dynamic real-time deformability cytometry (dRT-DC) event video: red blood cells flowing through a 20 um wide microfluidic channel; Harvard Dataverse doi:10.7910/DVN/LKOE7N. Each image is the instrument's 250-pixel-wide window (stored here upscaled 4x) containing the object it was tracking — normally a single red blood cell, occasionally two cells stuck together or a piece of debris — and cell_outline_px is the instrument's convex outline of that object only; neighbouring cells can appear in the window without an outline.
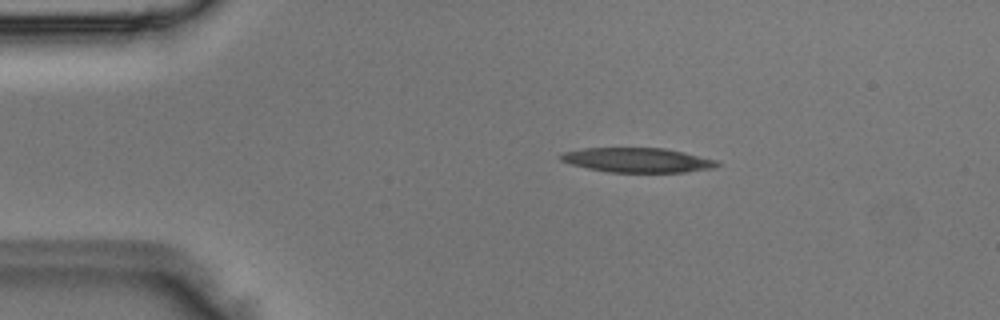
{"species": "Egyptian fruit bat (a non-hibernating species)", "species_latin": "Rousettus aegyptiacus", "temperature_condition": "room temperature", "stored_images_in_passage": 3, "camera_frame_rate_fps": 3000, "um_per_image_px": 0.085, "animal": {"sex": "male"}, "frame": {"image": 1, "passage_image": 2, "time_ms": 0.333, "image_size_px": [1000, 320], "cell_outline_px": [[720, 164], [716, 168], [688, 172], [608, 172], [588, 168], [572, 164], [560, 160], [556, 156], [564, 152], [584, 148], [664, 148], [684, 152], [720, 160]], "centroid_in_image_um": [54.24, 13.61], "position_along_channel_um": 30.8, "area_um2": 22.6}}